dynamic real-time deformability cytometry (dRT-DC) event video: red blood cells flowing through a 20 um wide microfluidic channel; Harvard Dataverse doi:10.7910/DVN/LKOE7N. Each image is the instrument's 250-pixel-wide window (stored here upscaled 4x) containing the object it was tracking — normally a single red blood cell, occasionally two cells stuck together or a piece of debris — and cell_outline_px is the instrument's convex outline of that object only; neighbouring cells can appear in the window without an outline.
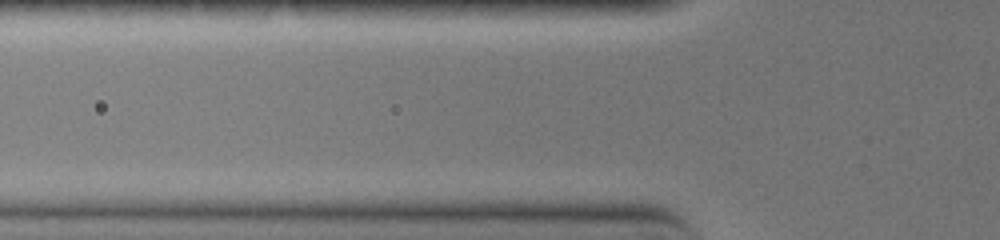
{"species": "common noctule bat (a hibernating species)", "species_latin": "Nyctalus noctula", "temperature_condition": "warm", "stored_images_in_passage": 2, "camera_frame_rate_fps": 3000, "um_per_image_px": 0.085, "animal": {"sex": "female", "body_mass_g": 19.0, "forearm_length_mm": 51.5}, "frame": {"image": 1, "passage_image": 2, "time_ms": 0.333, "image_size_px": [1000, 240], "cell_outline_px": [[624, 160], [608, 168], [516, 168], [488, 164], [488, 160], [512, 156], [600, 156]], "centroid_in_image_um": [47.22, 13.77], "position_along_channel_um": 78.6, "area_um2": 10.23}}